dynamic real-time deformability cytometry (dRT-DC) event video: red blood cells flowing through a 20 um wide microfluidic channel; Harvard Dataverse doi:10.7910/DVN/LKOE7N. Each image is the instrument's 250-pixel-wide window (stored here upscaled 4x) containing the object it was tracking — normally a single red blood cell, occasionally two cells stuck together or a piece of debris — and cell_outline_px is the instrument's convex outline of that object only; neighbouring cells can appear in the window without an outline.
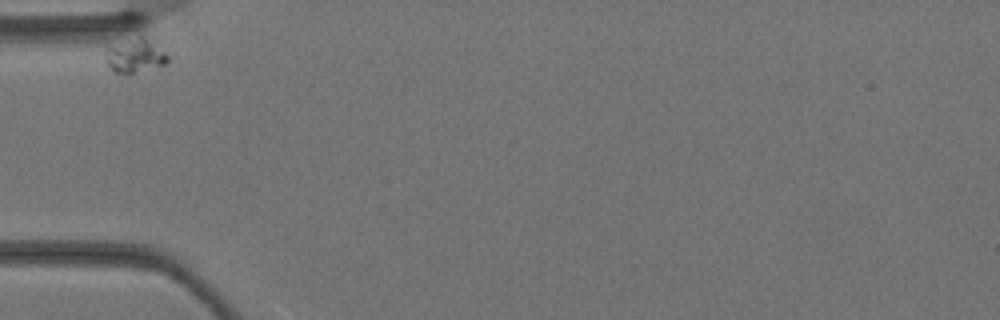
{"species": "Egyptian fruit bat (a non-hibernating species)", "species_latin": "Rousettus aegyptiacus", "temperature_condition": "warm", "stored_images_in_passage": 4, "camera_frame_rate_fps": 3000, "um_per_image_px": 0.085, "animal": {"sex": "female"}, "frame": {"image": 1, "passage_image": 1, "time_ms": 0.0, "image_size_px": [1000, 320], "cell_outline_px": [[168, 60], [164, 64], [132, 72], [112, 72], [104, 60], [104, 56], [108, 48], [140, 36], [144, 36], [164, 52], [168, 56]], "centroid_in_image_um": [11.44, 4.74], "position_along_channel_um": 73.6, "area_um2": 11.56}}
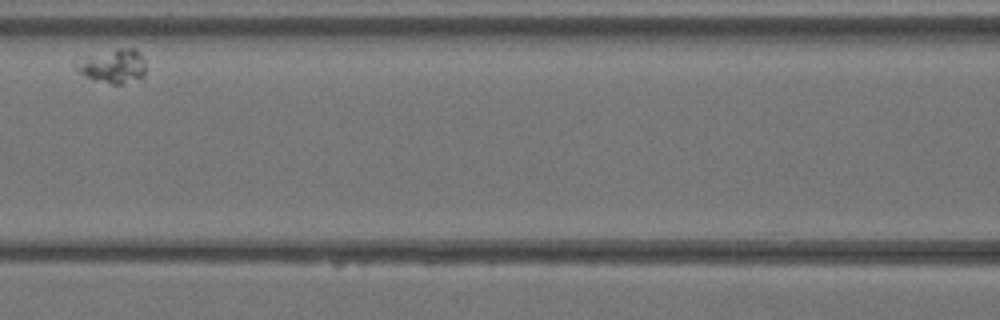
{"frame": {"image": 2, "passage_image": 3, "time_ms": 0.667, "image_size_px": [1000, 320], "cell_outline_px": [[144, 72], [140, 76], [120, 84], [112, 84], [96, 80], [84, 76], [72, 64], [72, 60], [116, 48], [136, 48], [144, 56]], "centroid_in_image_um": [9.53, 5.57], "position_along_channel_um": 157.1, "area_um2": 13.76}}
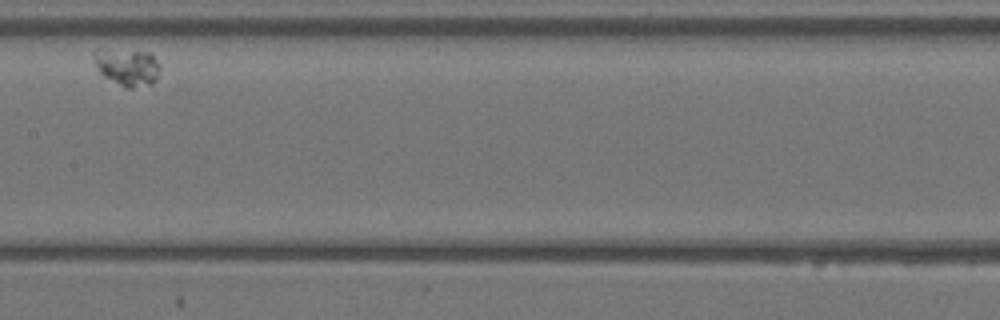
{"frame": {"image": 3, "passage_image": 4, "time_ms": 1.0, "image_size_px": [1000, 320], "cell_outline_px": [[160, 68], [156, 80], [152, 84], [132, 88], [124, 88], [104, 76], [100, 72], [92, 56], [92, 52], [148, 52], [156, 60]], "centroid_in_image_um": [10.86, 5.77], "position_along_channel_um": 196.5, "area_um2": 13.58}}